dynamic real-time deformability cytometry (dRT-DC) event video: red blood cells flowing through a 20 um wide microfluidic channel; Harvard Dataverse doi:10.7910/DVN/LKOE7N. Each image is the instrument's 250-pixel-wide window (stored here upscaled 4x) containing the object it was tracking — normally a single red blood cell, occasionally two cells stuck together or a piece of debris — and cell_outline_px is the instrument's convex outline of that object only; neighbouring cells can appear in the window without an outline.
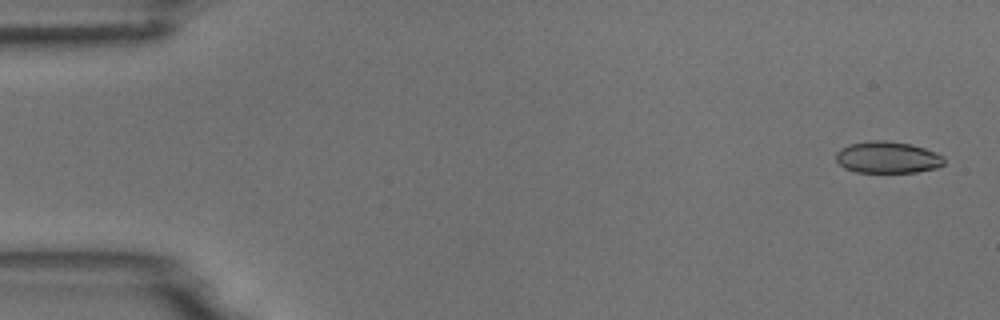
{"species": "common noctule bat (a hibernating species)", "species_latin": "Nyctalus noctula", "temperature_condition": "room temperature", "stored_images_in_passage": 6, "camera_frame_rate_fps": 3000, "um_per_image_px": 0.085, "animal": {"sex": "male", "body_mass_g": 18.8}, "frame": {"image": 1, "passage_image": 1, "time_ms": 0.0, "image_size_px": [1000, 320], "cell_outline_px": [[944, 164], [936, 168], [916, 172], [856, 172], [844, 168], [836, 160], [836, 152], [840, 148], [848, 144], [868, 140], [884, 140], [912, 144], [936, 152], [944, 156]], "centroid_in_image_um": [75.43, 13.36], "position_along_channel_um": 9.6, "area_um2": 20.17}}